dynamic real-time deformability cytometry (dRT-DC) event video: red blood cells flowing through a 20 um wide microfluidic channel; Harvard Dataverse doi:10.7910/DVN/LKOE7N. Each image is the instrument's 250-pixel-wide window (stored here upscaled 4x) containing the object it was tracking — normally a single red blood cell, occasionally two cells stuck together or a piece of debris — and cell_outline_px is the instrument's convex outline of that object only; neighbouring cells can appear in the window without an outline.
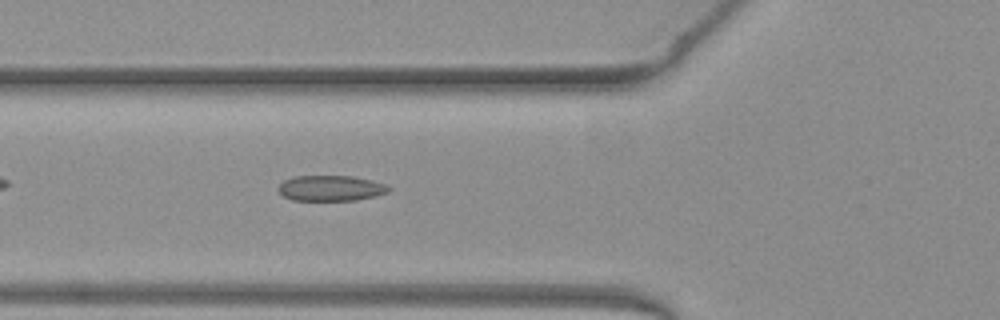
{"species": "common noctule bat (a hibernating species)", "species_latin": "Nyctalus noctula", "temperature_condition": "warm", "stored_images_in_passage": 39, "camera_frame_rate_fps": 3000, "um_per_image_px": 0.085, "animal": {"sex": "female", "body_mass_g": 19.3, "forearm_length_mm": 54.1}, "frame": {"image": 1, "passage_image": 7, "time_ms": 2.0, "image_size_px": [1000, 320], "cell_outline_px": [[392, 188], [388, 192], [376, 196], [356, 200], [292, 200], [284, 196], [276, 188], [284, 180], [296, 176], [352, 176], [384, 184]], "centroid_in_image_um": [28.1, 16.0], "position_along_channel_um": 97.7, "area_um2": 16.3}}
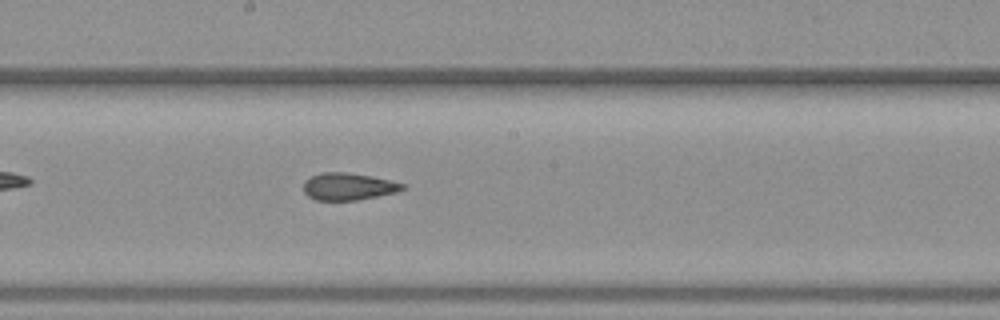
{"frame": {"image": 2, "passage_image": 16, "time_ms": 5.0, "image_size_px": [1000, 320], "cell_outline_px": [[404, 188], [396, 192], [356, 200], [316, 200], [308, 196], [304, 192], [304, 180], [320, 172], [344, 172], [372, 176], [404, 184]], "centroid_in_image_um": [29.56, 15.85], "position_along_channel_um": 218.6, "area_um2": 15.49}}
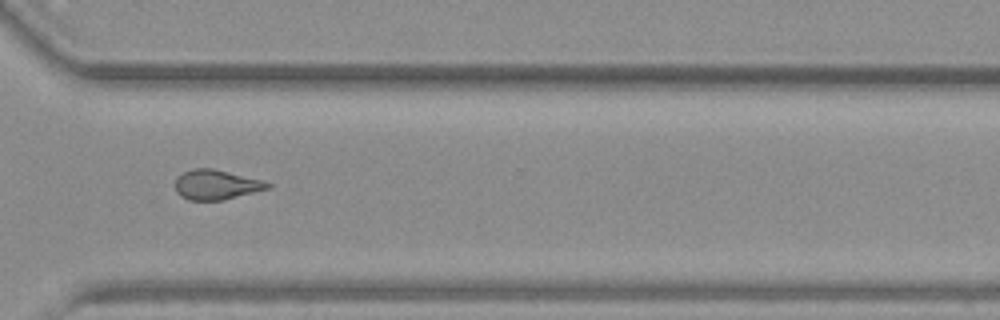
{"frame": {"image": 3, "passage_image": 26, "time_ms": 8.333, "image_size_px": [1000, 320], "cell_outline_px": [[272, 184], [268, 188], [224, 200], [188, 200], [180, 196], [176, 192], [176, 180], [184, 172], [192, 168], [212, 168], [260, 180]], "centroid_in_image_um": [18.34, 15.71], "position_along_channel_um": 352.3, "area_um2": 15.72}, "authors_computed_cell_mechanics": {"area_um2": 16.0684, "velocity_mm_per_s": 4.014, "shape_relaxation_time_tau1_ms": null, "shape_relaxation_time_tau2_ms": 2.0575, "deformation_change_tau1": null, "deformation_change_tau2": 0.0902}}